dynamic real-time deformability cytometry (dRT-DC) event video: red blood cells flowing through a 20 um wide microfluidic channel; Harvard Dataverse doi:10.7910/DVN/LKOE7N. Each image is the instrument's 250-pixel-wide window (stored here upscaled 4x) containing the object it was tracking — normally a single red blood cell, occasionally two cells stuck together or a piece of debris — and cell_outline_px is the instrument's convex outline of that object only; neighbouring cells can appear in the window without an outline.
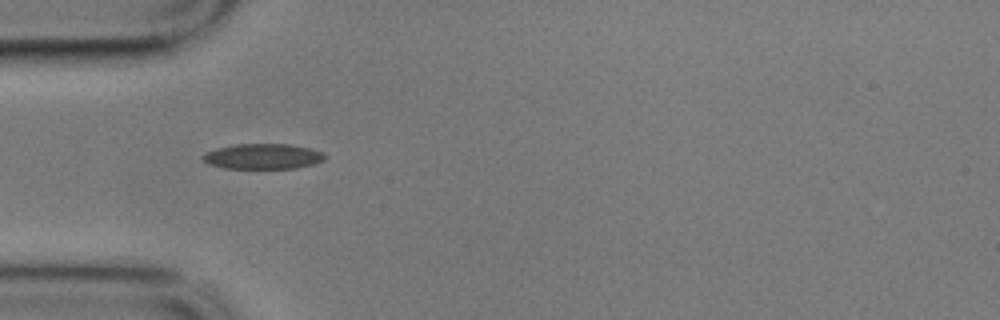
{"species": "common noctule bat (a hibernating species)", "species_latin": "Nyctalus noctula", "temperature_condition": "cold", "stored_images_in_passage": 2, "camera_frame_rate_fps": 3000, "um_per_image_px": 0.085, "animal": {"sex": "male", "body_mass_g": 17.9}, "frame": {"image": 1, "passage_image": 1, "time_ms": 0.0, "image_size_px": [1000, 320], "cell_outline_px": [[328, 156], [324, 160], [312, 164], [296, 168], [224, 168], [208, 164], [200, 156], [204, 152], [216, 148], [236, 144], [292, 144], [312, 148], [324, 152]], "centroid_in_image_um": [22.36, 13.28], "position_along_channel_um": 62.6, "area_um2": 18.26}}